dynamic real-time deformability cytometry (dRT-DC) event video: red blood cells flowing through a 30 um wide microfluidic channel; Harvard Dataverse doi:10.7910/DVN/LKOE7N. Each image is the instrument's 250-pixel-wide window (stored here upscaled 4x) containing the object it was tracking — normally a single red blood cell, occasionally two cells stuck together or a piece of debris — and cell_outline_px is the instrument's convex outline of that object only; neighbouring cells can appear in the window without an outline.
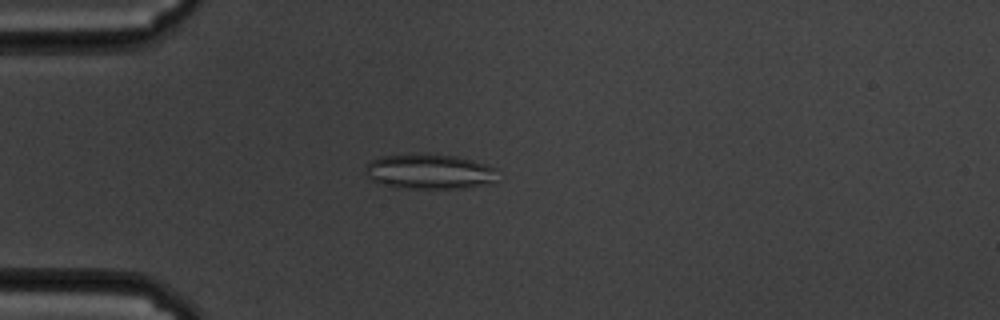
{"species": "common noctule bat (a hibernating species)", "species_latin": "Nyctalus noctula", "temperature_condition": "cold", "stored_images_in_passage": 58, "camera_frame_rate_fps": 3000, "um_per_image_px": 0.085, "animal": {"sex": "male", "body_mass_g": 19.5, "forearm_length_mm": 54.6}, "frame": {"image": 1, "passage_image": 15, "time_ms": 4.667, "image_size_px": [1000, 320], "cell_outline_px": [[500, 168], [496, 184], [464, 188], [404, 188], [384, 184], [372, 180], [364, 172], [364, 164], [380, 156], [456, 156], [472, 160]], "centroid_in_image_um": [36.62, 14.62], "position_along_channel_um": 48.4, "area_um2": 26.82}}
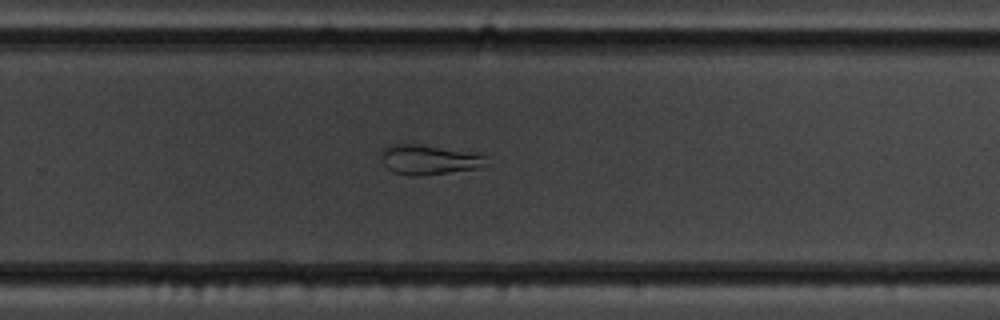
{"frame": {"image": 2, "passage_image": 38, "time_ms": 12.333, "image_size_px": [1000, 320], "cell_outline_px": [[492, 164], [476, 168], [448, 172], [416, 176], [408, 176], [392, 172], [384, 164], [380, 152], [380, 148], [388, 144], [420, 144], [484, 156]], "centroid_in_image_um": [36.37, 13.58], "position_along_channel_um": 293.4, "area_um2": 18.03}}
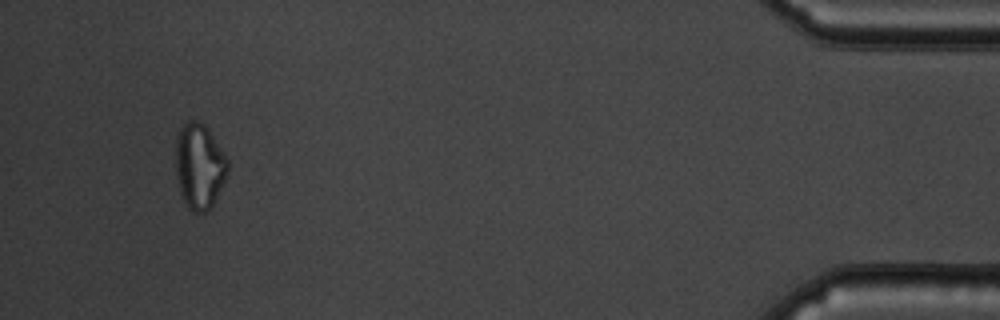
{"frame": {"image": 3, "passage_image": 55, "time_ms": 18.0, "image_size_px": [1000, 320], "cell_outline_px": [[228, 172], [212, 208], [204, 212], [192, 212], [188, 208], [180, 196], [176, 180], [176, 136], [180, 128], [188, 120], [200, 120], [204, 124], [224, 152], [228, 160]], "centroid_in_image_um": [16.93, 14.14], "position_along_channel_um": 418.3, "area_um2": 26.3}, "authors_computed_cell_mechanics": {"area_um2": 24.6228, "velocity_mm_per_s": 3.3976, "shape_relaxation_time_tau1_ms": null, "shape_relaxation_time_tau2_ms": 2.3844, "deformation_change_tau1": null, "deformation_change_tau2": 0.1018}}